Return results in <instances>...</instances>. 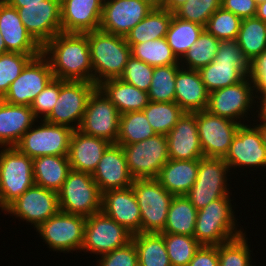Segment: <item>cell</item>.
Returning a JSON list of instances; mask_svg holds the SVG:
<instances>
[{
  "instance_id": "cell-1",
  "label": "cell",
  "mask_w": 266,
  "mask_h": 266,
  "mask_svg": "<svg viewBox=\"0 0 266 266\" xmlns=\"http://www.w3.org/2000/svg\"><path fill=\"white\" fill-rule=\"evenodd\" d=\"M54 78L64 81L93 82L87 33L56 34L42 47Z\"/></svg>"
},
{
  "instance_id": "cell-2",
  "label": "cell",
  "mask_w": 266,
  "mask_h": 266,
  "mask_svg": "<svg viewBox=\"0 0 266 266\" xmlns=\"http://www.w3.org/2000/svg\"><path fill=\"white\" fill-rule=\"evenodd\" d=\"M93 69V83L119 78L131 56V47L123 36L101 30L87 32Z\"/></svg>"
},
{
  "instance_id": "cell-3",
  "label": "cell",
  "mask_w": 266,
  "mask_h": 266,
  "mask_svg": "<svg viewBox=\"0 0 266 266\" xmlns=\"http://www.w3.org/2000/svg\"><path fill=\"white\" fill-rule=\"evenodd\" d=\"M230 196L211 201L197 211L194 237L201 245L218 246L244 233L238 228Z\"/></svg>"
},
{
  "instance_id": "cell-4",
  "label": "cell",
  "mask_w": 266,
  "mask_h": 266,
  "mask_svg": "<svg viewBox=\"0 0 266 266\" xmlns=\"http://www.w3.org/2000/svg\"><path fill=\"white\" fill-rule=\"evenodd\" d=\"M200 75L209 92L243 81L251 72V63L236 40H221L214 60L202 67Z\"/></svg>"
},
{
  "instance_id": "cell-5",
  "label": "cell",
  "mask_w": 266,
  "mask_h": 266,
  "mask_svg": "<svg viewBox=\"0 0 266 266\" xmlns=\"http://www.w3.org/2000/svg\"><path fill=\"white\" fill-rule=\"evenodd\" d=\"M34 185L33 159L15 147H2L0 150L1 212Z\"/></svg>"
},
{
  "instance_id": "cell-6",
  "label": "cell",
  "mask_w": 266,
  "mask_h": 266,
  "mask_svg": "<svg viewBox=\"0 0 266 266\" xmlns=\"http://www.w3.org/2000/svg\"><path fill=\"white\" fill-rule=\"evenodd\" d=\"M57 193L60 211L87 218L102 210V193L89 173L71 169Z\"/></svg>"
},
{
  "instance_id": "cell-7",
  "label": "cell",
  "mask_w": 266,
  "mask_h": 266,
  "mask_svg": "<svg viewBox=\"0 0 266 266\" xmlns=\"http://www.w3.org/2000/svg\"><path fill=\"white\" fill-rule=\"evenodd\" d=\"M256 100L254 83L250 76H247L241 82L209 92L206 110L210 114L230 119L242 125L252 123L248 120L249 112L256 118L254 113L252 115V111L254 112L256 108L254 107ZM246 121L247 123H245Z\"/></svg>"
},
{
  "instance_id": "cell-8",
  "label": "cell",
  "mask_w": 266,
  "mask_h": 266,
  "mask_svg": "<svg viewBox=\"0 0 266 266\" xmlns=\"http://www.w3.org/2000/svg\"><path fill=\"white\" fill-rule=\"evenodd\" d=\"M141 213V233H161L174 197L156 178L134 179L132 184Z\"/></svg>"
},
{
  "instance_id": "cell-9",
  "label": "cell",
  "mask_w": 266,
  "mask_h": 266,
  "mask_svg": "<svg viewBox=\"0 0 266 266\" xmlns=\"http://www.w3.org/2000/svg\"><path fill=\"white\" fill-rule=\"evenodd\" d=\"M229 172L224 158L201 157L198 160L196 181L185 197L200 210L211 201L232 195L228 184L230 178H227L230 176Z\"/></svg>"
},
{
  "instance_id": "cell-10",
  "label": "cell",
  "mask_w": 266,
  "mask_h": 266,
  "mask_svg": "<svg viewBox=\"0 0 266 266\" xmlns=\"http://www.w3.org/2000/svg\"><path fill=\"white\" fill-rule=\"evenodd\" d=\"M38 123V126H31L14 147L31 159L47 155H68L74 130L45 120H38Z\"/></svg>"
},
{
  "instance_id": "cell-11",
  "label": "cell",
  "mask_w": 266,
  "mask_h": 266,
  "mask_svg": "<svg viewBox=\"0 0 266 266\" xmlns=\"http://www.w3.org/2000/svg\"><path fill=\"white\" fill-rule=\"evenodd\" d=\"M85 221L86 217L59 211L35 230L50 251L73 253L78 250L81 252Z\"/></svg>"
},
{
  "instance_id": "cell-12",
  "label": "cell",
  "mask_w": 266,
  "mask_h": 266,
  "mask_svg": "<svg viewBox=\"0 0 266 266\" xmlns=\"http://www.w3.org/2000/svg\"><path fill=\"white\" fill-rule=\"evenodd\" d=\"M122 149L129 173L134 179L157 178L169 160L167 136L162 134L122 146Z\"/></svg>"
},
{
  "instance_id": "cell-13",
  "label": "cell",
  "mask_w": 266,
  "mask_h": 266,
  "mask_svg": "<svg viewBox=\"0 0 266 266\" xmlns=\"http://www.w3.org/2000/svg\"><path fill=\"white\" fill-rule=\"evenodd\" d=\"M132 240V234L102 210L86 218L81 251L101 256Z\"/></svg>"
},
{
  "instance_id": "cell-14",
  "label": "cell",
  "mask_w": 266,
  "mask_h": 266,
  "mask_svg": "<svg viewBox=\"0 0 266 266\" xmlns=\"http://www.w3.org/2000/svg\"><path fill=\"white\" fill-rule=\"evenodd\" d=\"M96 87L93 82L60 80L59 97L53 110L44 120L73 130L78 129L89 96Z\"/></svg>"
},
{
  "instance_id": "cell-15",
  "label": "cell",
  "mask_w": 266,
  "mask_h": 266,
  "mask_svg": "<svg viewBox=\"0 0 266 266\" xmlns=\"http://www.w3.org/2000/svg\"><path fill=\"white\" fill-rule=\"evenodd\" d=\"M120 115L116 106L96 87L89 96L78 130L116 144L119 135Z\"/></svg>"
},
{
  "instance_id": "cell-16",
  "label": "cell",
  "mask_w": 266,
  "mask_h": 266,
  "mask_svg": "<svg viewBox=\"0 0 266 266\" xmlns=\"http://www.w3.org/2000/svg\"><path fill=\"white\" fill-rule=\"evenodd\" d=\"M53 79L54 75L49 61L41 53L27 63L1 99L9 104L30 107L34 99Z\"/></svg>"
},
{
  "instance_id": "cell-17",
  "label": "cell",
  "mask_w": 266,
  "mask_h": 266,
  "mask_svg": "<svg viewBox=\"0 0 266 266\" xmlns=\"http://www.w3.org/2000/svg\"><path fill=\"white\" fill-rule=\"evenodd\" d=\"M59 211L58 193L37 185L30 187L3 210L4 214L30 223L34 230Z\"/></svg>"
},
{
  "instance_id": "cell-18",
  "label": "cell",
  "mask_w": 266,
  "mask_h": 266,
  "mask_svg": "<svg viewBox=\"0 0 266 266\" xmlns=\"http://www.w3.org/2000/svg\"><path fill=\"white\" fill-rule=\"evenodd\" d=\"M196 120L204 157L225 158L241 124L207 110L196 112Z\"/></svg>"
},
{
  "instance_id": "cell-19",
  "label": "cell",
  "mask_w": 266,
  "mask_h": 266,
  "mask_svg": "<svg viewBox=\"0 0 266 266\" xmlns=\"http://www.w3.org/2000/svg\"><path fill=\"white\" fill-rule=\"evenodd\" d=\"M224 161L230 170L233 168V170L237 168L245 170L250 167L253 170L266 168V147L263 144L260 130L254 122L253 125L251 123L240 125Z\"/></svg>"
},
{
  "instance_id": "cell-20",
  "label": "cell",
  "mask_w": 266,
  "mask_h": 266,
  "mask_svg": "<svg viewBox=\"0 0 266 266\" xmlns=\"http://www.w3.org/2000/svg\"><path fill=\"white\" fill-rule=\"evenodd\" d=\"M154 7L148 0H104L99 30L125 37Z\"/></svg>"
},
{
  "instance_id": "cell-21",
  "label": "cell",
  "mask_w": 266,
  "mask_h": 266,
  "mask_svg": "<svg viewBox=\"0 0 266 266\" xmlns=\"http://www.w3.org/2000/svg\"><path fill=\"white\" fill-rule=\"evenodd\" d=\"M33 39L43 47L61 31L60 0H43L16 8Z\"/></svg>"
},
{
  "instance_id": "cell-22",
  "label": "cell",
  "mask_w": 266,
  "mask_h": 266,
  "mask_svg": "<svg viewBox=\"0 0 266 266\" xmlns=\"http://www.w3.org/2000/svg\"><path fill=\"white\" fill-rule=\"evenodd\" d=\"M104 0H60L61 31L87 33L99 30Z\"/></svg>"
},
{
  "instance_id": "cell-23",
  "label": "cell",
  "mask_w": 266,
  "mask_h": 266,
  "mask_svg": "<svg viewBox=\"0 0 266 266\" xmlns=\"http://www.w3.org/2000/svg\"><path fill=\"white\" fill-rule=\"evenodd\" d=\"M102 211L132 235L141 233V213L132 186L102 193Z\"/></svg>"
},
{
  "instance_id": "cell-24",
  "label": "cell",
  "mask_w": 266,
  "mask_h": 266,
  "mask_svg": "<svg viewBox=\"0 0 266 266\" xmlns=\"http://www.w3.org/2000/svg\"><path fill=\"white\" fill-rule=\"evenodd\" d=\"M166 136L169 159L199 160L204 157L197 130L196 112H185Z\"/></svg>"
},
{
  "instance_id": "cell-25",
  "label": "cell",
  "mask_w": 266,
  "mask_h": 266,
  "mask_svg": "<svg viewBox=\"0 0 266 266\" xmlns=\"http://www.w3.org/2000/svg\"><path fill=\"white\" fill-rule=\"evenodd\" d=\"M92 177L101 193L132 186L134 178L129 173L122 146L111 144L106 149Z\"/></svg>"
},
{
  "instance_id": "cell-26",
  "label": "cell",
  "mask_w": 266,
  "mask_h": 266,
  "mask_svg": "<svg viewBox=\"0 0 266 266\" xmlns=\"http://www.w3.org/2000/svg\"><path fill=\"white\" fill-rule=\"evenodd\" d=\"M0 35L6 44V52L41 54L42 47L27 32L16 8L0 0Z\"/></svg>"
},
{
  "instance_id": "cell-27",
  "label": "cell",
  "mask_w": 266,
  "mask_h": 266,
  "mask_svg": "<svg viewBox=\"0 0 266 266\" xmlns=\"http://www.w3.org/2000/svg\"><path fill=\"white\" fill-rule=\"evenodd\" d=\"M111 144L105 139L84 134L78 129L74 130L68 152L71 169L92 175Z\"/></svg>"
},
{
  "instance_id": "cell-28",
  "label": "cell",
  "mask_w": 266,
  "mask_h": 266,
  "mask_svg": "<svg viewBox=\"0 0 266 266\" xmlns=\"http://www.w3.org/2000/svg\"><path fill=\"white\" fill-rule=\"evenodd\" d=\"M209 91L199 70L180 68L175 78V102L188 113L206 110Z\"/></svg>"
},
{
  "instance_id": "cell-29",
  "label": "cell",
  "mask_w": 266,
  "mask_h": 266,
  "mask_svg": "<svg viewBox=\"0 0 266 266\" xmlns=\"http://www.w3.org/2000/svg\"><path fill=\"white\" fill-rule=\"evenodd\" d=\"M38 122L31 107L0 99V149L14 147L23 134Z\"/></svg>"
},
{
  "instance_id": "cell-30",
  "label": "cell",
  "mask_w": 266,
  "mask_h": 266,
  "mask_svg": "<svg viewBox=\"0 0 266 266\" xmlns=\"http://www.w3.org/2000/svg\"><path fill=\"white\" fill-rule=\"evenodd\" d=\"M97 87L116 106L120 114L143 111L148 105V92L122 81L120 78L108 79Z\"/></svg>"
},
{
  "instance_id": "cell-31",
  "label": "cell",
  "mask_w": 266,
  "mask_h": 266,
  "mask_svg": "<svg viewBox=\"0 0 266 266\" xmlns=\"http://www.w3.org/2000/svg\"><path fill=\"white\" fill-rule=\"evenodd\" d=\"M198 175V160H172L161 168L156 178L174 196L185 195Z\"/></svg>"
},
{
  "instance_id": "cell-32",
  "label": "cell",
  "mask_w": 266,
  "mask_h": 266,
  "mask_svg": "<svg viewBox=\"0 0 266 266\" xmlns=\"http://www.w3.org/2000/svg\"><path fill=\"white\" fill-rule=\"evenodd\" d=\"M71 170L68 155H47L33 159L35 185L58 192Z\"/></svg>"
},
{
  "instance_id": "cell-33",
  "label": "cell",
  "mask_w": 266,
  "mask_h": 266,
  "mask_svg": "<svg viewBox=\"0 0 266 266\" xmlns=\"http://www.w3.org/2000/svg\"><path fill=\"white\" fill-rule=\"evenodd\" d=\"M173 15V12L155 6L152 11L125 36L127 43L132 47L134 44L144 43L149 40L166 38Z\"/></svg>"
},
{
  "instance_id": "cell-34",
  "label": "cell",
  "mask_w": 266,
  "mask_h": 266,
  "mask_svg": "<svg viewBox=\"0 0 266 266\" xmlns=\"http://www.w3.org/2000/svg\"><path fill=\"white\" fill-rule=\"evenodd\" d=\"M197 209L185 197L174 196L167 214V222L161 233L194 236Z\"/></svg>"
},
{
  "instance_id": "cell-35",
  "label": "cell",
  "mask_w": 266,
  "mask_h": 266,
  "mask_svg": "<svg viewBox=\"0 0 266 266\" xmlns=\"http://www.w3.org/2000/svg\"><path fill=\"white\" fill-rule=\"evenodd\" d=\"M139 266H171L162 233L132 235Z\"/></svg>"
},
{
  "instance_id": "cell-36",
  "label": "cell",
  "mask_w": 266,
  "mask_h": 266,
  "mask_svg": "<svg viewBox=\"0 0 266 266\" xmlns=\"http://www.w3.org/2000/svg\"><path fill=\"white\" fill-rule=\"evenodd\" d=\"M236 41L251 63L266 50V23L256 16L242 19Z\"/></svg>"
},
{
  "instance_id": "cell-37",
  "label": "cell",
  "mask_w": 266,
  "mask_h": 266,
  "mask_svg": "<svg viewBox=\"0 0 266 266\" xmlns=\"http://www.w3.org/2000/svg\"><path fill=\"white\" fill-rule=\"evenodd\" d=\"M204 30L205 27L198 23L186 21L173 15L166 34V40L179 61Z\"/></svg>"
},
{
  "instance_id": "cell-38",
  "label": "cell",
  "mask_w": 266,
  "mask_h": 266,
  "mask_svg": "<svg viewBox=\"0 0 266 266\" xmlns=\"http://www.w3.org/2000/svg\"><path fill=\"white\" fill-rule=\"evenodd\" d=\"M143 111H131L120 115L119 135L116 144L130 145L155 136Z\"/></svg>"
},
{
  "instance_id": "cell-39",
  "label": "cell",
  "mask_w": 266,
  "mask_h": 266,
  "mask_svg": "<svg viewBox=\"0 0 266 266\" xmlns=\"http://www.w3.org/2000/svg\"><path fill=\"white\" fill-rule=\"evenodd\" d=\"M131 55L152 67L180 65L166 38L134 44L131 47Z\"/></svg>"
},
{
  "instance_id": "cell-40",
  "label": "cell",
  "mask_w": 266,
  "mask_h": 266,
  "mask_svg": "<svg viewBox=\"0 0 266 266\" xmlns=\"http://www.w3.org/2000/svg\"><path fill=\"white\" fill-rule=\"evenodd\" d=\"M219 45L220 40L204 30L179 61L180 66L190 70H200L214 60Z\"/></svg>"
},
{
  "instance_id": "cell-41",
  "label": "cell",
  "mask_w": 266,
  "mask_h": 266,
  "mask_svg": "<svg viewBox=\"0 0 266 266\" xmlns=\"http://www.w3.org/2000/svg\"><path fill=\"white\" fill-rule=\"evenodd\" d=\"M156 134L167 135L185 111L176 102H152L143 109Z\"/></svg>"
},
{
  "instance_id": "cell-42",
  "label": "cell",
  "mask_w": 266,
  "mask_h": 266,
  "mask_svg": "<svg viewBox=\"0 0 266 266\" xmlns=\"http://www.w3.org/2000/svg\"><path fill=\"white\" fill-rule=\"evenodd\" d=\"M180 65L154 67L148 91L149 101L175 102V78Z\"/></svg>"
},
{
  "instance_id": "cell-43",
  "label": "cell",
  "mask_w": 266,
  "mask_h": 266,
  "mask_svg": "<svg viewBox=\"0 0 266 266\" xmlns=\"http://www.w3.org/2000/svg\"><path fill=\"white\" fill-rule=\"evenodd\" d=\"M162 234L171 266H187L201 246L194 236Z\"/></svg>"
},
{
  "instance_id": "cell-44",
  "label": "cell",
  "mask_w": 266,
  "mask_h": 266,
  "mask_svg": "<svg viewBox=\"0 0 266 266\" xmlns=\"http://www.w3.org/2000/svg\"><path fill=\"white\" fill-rule=\"evenodd\" d=\"M246 232L218 245L219 266H256L252 265L251 250Z\"/></svg>"
},
{
  "instance_id": "cell-45",
  "label": "cell",
  "mask_w": 266,
  "mask_h": 266,
  "mask_svg": "<svg viewBox=\"0 0 266 266\" xmlns=\"http://www.w3.org/2000/svg\"><path fill=\"white\" fill-rule=\"evenodd\" d=\"M242 19L220 7L214 12L205 26V30L216 39L236 40Z\"/></svg>"
},
{
  "instance_id": "cell-46",
  "label": "cell",
  "mask_w": 266,
  "mask_h": 266,
  "mask_svg": "<svg viewBox=\"0 0 266 266\" xmlns=\"http://www.w3.org/2000/svg\"><path fill=\"white\" fill-rule=\"evenodd\" d=\"M40 54H22L6 52L0 54V99L6 94L9 86L19 77L24 67Z\"/></svg>"
},
{
  "instance_id": "cell-47",
  "label": "cell",
  "mask_w": 266,
  "mask_h": 266,
  "mask_svg": "<svg viewBox=\"0 0 266 266\" xmlns=\"http://www.w3.org/2000/svg\"><path fill=\"white\" fill-rule=\"evenodd\" d=\"M221 7V0H188L173 13L176 17L206 26L210 16Z\"/></svg>"
},
{
  "instance_id": "cell-48",
  "label": "cell",
  "mask_w": 266,
  "mask_h": 266,
  "mask_svg": "<svg viewBox=\"0 0 266 266\" xmlns=\"http://www.w3.org/2000/svg\"><path fill=\"white\" fill-rule=\"evenodd\" d=\"M153 71L154 67L131 55L119 78L128 84L134 85L140 90L148 92L152 83Z\"/></svg>"
},
{
  "instance_id": "cell-49",
  "label": "cell",
  "mask_w": 266,
  "mask_h": 266,
  "mask_svg": "<svg viewBox=\"0 0 266 266\" xmlns=\"http://www.w3.org/2000/svg\"><path fill=\"white\" fill-rule=\"evenodd\" d=\"M60 93V79L54 78L49 85L34 99L31 110L34 116L44 120L53 110Z\"/></svg>"
},
{
  "instance_id": "cell-50",
  "label": "cell",
  "mask_w": 266,
  "mask_h": 266,
  "mask_svg": "<svg viewBox=\"0 0 266 266\" xmlns=\"http://www.w3.org/2000/svg\"><path fill=\"white\" fill-rule=\"evenodd\" d=\"M96 262L97 266H139L133 240L112 252L99 256Z\"/></svg>"
},
{
  "instance_id": "cell-51",
  "label": "cell",
  "mask_w": 266,
  "mask_h": 266,
  "mask_svg": "<svg viewBox=\"0 0 266 266\" xmlns=\"http://www.w3.org/2000/svg\"><path fill=\"white\" fill-rule=\"evenodd\" d=\"M250 78L254 83L257 107L266 96V50L251 62ZM259 95V96H258Z\"/></svg>"
},
{
  "instance_id": "cell-52",
  "label": "cell",
  "mask_w": 266,
  "mask_h": 266,
  "mask_svg": "<svg viewBox=\"0 0 266 266\" xmlns=\"http://www.w3.org/2000/svg\"><path fill=\"white\" fill-rule=\"evenodd\" d=\"M221 7L244 19L256 16L257 2L255 0H221Z\"/></svg>"
},
{
  "instance_id": "cell-53",
  "label": "cell",
  "mask_w": 266,
  "mask_h": 266,
  "mask_svg": "<svg viewBox=\"0 0 266 266\" xmlns=\"http://www.w3.org/2000/svg\"><path fill=\"white\" fill-rule=\"evenodd\" d=\"M187 266H219L218 246L201 245Z\"/></svg>"
},
{
  "instance_id": "cell-54",
  "label": "cell",
  "mask_w": 266,
  "mask_h": 266,
  "mask_svg": "<svg viewBox=\"0 0 266 266\" xmlns=\"http://www.w3.org/2000/svg\"><path fill=\"white\" fill-rule=\"evenodd\" d=\"M258 109H259V107L256 109L257 111H255L254 113H255V115H257L256 117L259 118V119H254L253 120V118H252L251 120L256 122V126L259 128L260 134L262 136L263 144L266 147V114H264L263 112L259 111ZM256 112L258 114H256ZM257 121L260 122V123L258 124Z\"/></svg>"
},
{
  "instance_id": "cell-55",
  "label": "cell",
  "mask_w": 266,
  "mask_h": 266,
  "mask_svg": "<svg viewBox=\"0 0 266 266\" xmlns=\"http://www.w3.org/2000/svg\"><path fill=\"white\" fill-rule=\"evenodd\" d=\"M187 1L188 0H166V2L161 7L170 12H174L178 7H180Z\"/></svg>"
},
{
  "instance_id": "cell-56",
  "label": "cell",
  "mask_w": 266,
  "mask_h": 266,
  "mask_svg": "<svg viewBox=\"0 0 266 266\" xmlns=\"http://www.w3.org/2000/svg\"><path fill=\"white\" fill-rule=\"evenodd\" d=\"M13 8L23 7V4L40 3L43 0H4Z\"/></svg>"
},
{
  "instance_id": "cell-57",
  "label": "cell",
  "mask_w": 266,
  "mask_h": 266,
  "mask_svg": "<svg viewBox=\"0 0 266 266\" xmlns=\"http://www.w3.org/2000/svg\"><path fill=\"white\" fill-rule=\"evenodd\" d=\"M256 17L266 23V0L257 3Z\"/></svg>"
},
{
  "instance_id": "cell-58",
  "label": "cell",
  "mask_w": 266,
  "mask_h": 266,
  "mask_svg": "<svg viewBox=\"0 0 266 266\" xmlns=\"http://www.w3.org/2000/svg\"><path fill=\"white\" fill-rule=\"evenodd\" d=\"M259 111L266 114V96L259 102Z\"/></svg>"
},
{
  "instance_id": "cell-59",
  "label": "cell",
  "mask_w": 266,
  "mask_h": 266,
  "mask_svg": "<svg viewBox=\"0 0 266 266\" xmlns=\"http://www.w3.org/2000/svg\"><path fill=\"white\" fill-rule=\"evenodd\" d=\"M2 53H6V44L2 36L0 35V54Z\"/></svg>"
},
{
  "instance_id": "cell-60",
  "label": "cell",
  "mask_w": 266,
  "mask_h": 266,
  "mask_svg": "<svg viewBox=\"0 0 266 266\" xmlns=\"http://www.w3.org/2000/svg\"><path fill=\"white\" fill-rule=\"evenodd\" d=\"M148 1H150L156 7H161L166 2V0H148Z\"/></svg>"
},
{
  "instance_id": "cell-61",
  "label": "cell",
  "mask_w": 266,
  "mask_h": 266,
  "mask_svg": "<svg viewBox=\"0 0 266 266\" xmlns=\"http://www.w3.org/2000/svg\"><path fill=\"white\" fill-rule=\"evenodd\" d=\"M257 3H259V2H262V1H265V0H255Z\"/></svg>"
}]
</instances>
